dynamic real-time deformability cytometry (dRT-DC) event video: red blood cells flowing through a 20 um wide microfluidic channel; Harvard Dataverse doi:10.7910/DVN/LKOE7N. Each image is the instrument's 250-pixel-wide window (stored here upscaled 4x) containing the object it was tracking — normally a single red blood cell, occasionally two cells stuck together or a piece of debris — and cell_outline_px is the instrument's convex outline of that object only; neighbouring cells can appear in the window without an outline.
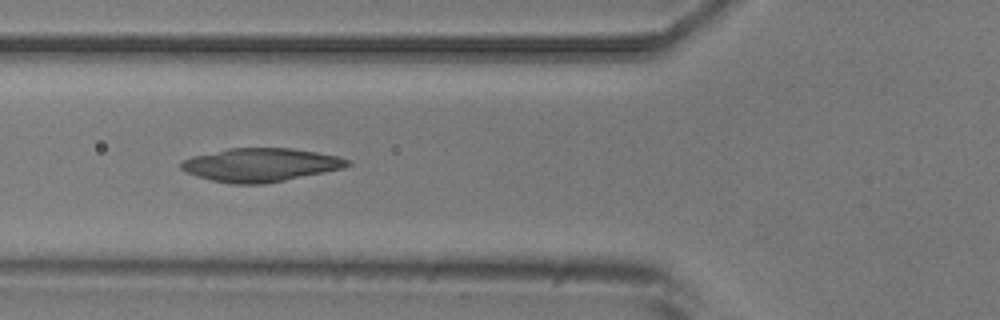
{"species": "common noctule bat (a hibernating species)", "species_latin": "Nyctalus noctula", "temperature_condition": "room temperature", "stored_images_in_passage": 8, "camera_frame_rate_fps": 3000, "um_per_image_px": 0.085, "animal": {"sex": "male", "body_mass_g": 20.5, "forearm_length_mm": 52.5}, "frame": {"image": 1, "passage_image": 4, "time_ms": 4.333, "image_size_px": [1000, 320], "cell_outline_px": [[352, 164], [344, 168], [264, 184], [232, 184], [212, 180], [196, 176], [184, 172], [180, 168], [180, 164], [184, 160], [192, 156], [228, 148], [288, 148], [316, 152], [336, 156], [352, 160]], "centroid_in_image_um": [22.13, 14.01], "position_along_channel_um": 103.7, "area_um2": 32.37}}
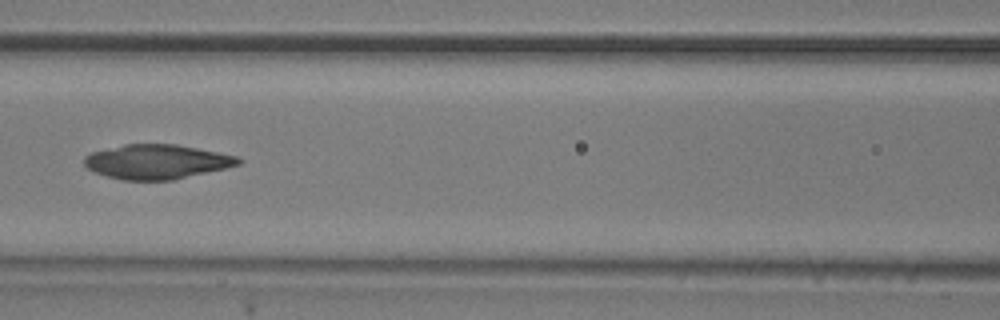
{"frame": {"image": 2, "passage_image": 5, "time_ms": 5.667, "image_size_px": [1000, 320], "cell_outline_px": [[244, 160], [240, 164], [224, 168], [172, 180], [124, 180], [108, 176], [96, 172], [88, 168], [84, 164], [84, 156], [92, 152], [124, 144], [176, 144], [236, 156]], "centroid_in_image_um": [13.31, 13.74], "position_along_channel_um": 153.3, "area_um2": 30.58}}
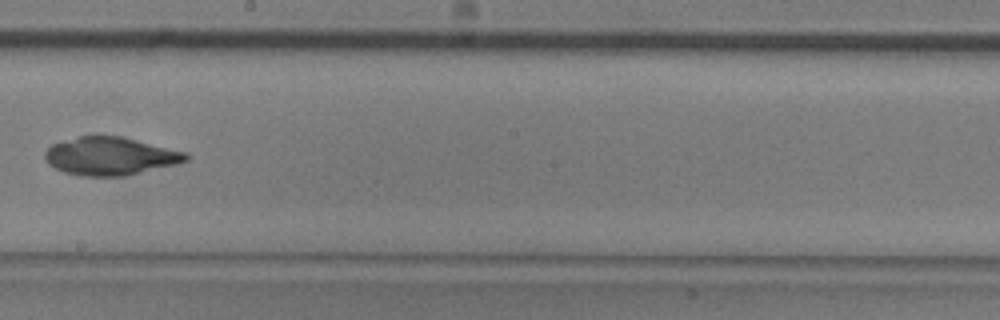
{"frame": {"image": 3, "passage_image": 7, "time_ms": 8.0, "image_size_px": [1000, 320], "cell_outline_px": [[188, 160], [176, 164], [124, 176], [80, 176], [64, 172], [48, 164], [44, 156], [44, 152], [52, 144], [92, 132], [96, 132], [120, 136], [188, 152]], "centroid_in_image_um": [9.34, 13.23], "position_along_channel_um": 238.9, "area_um2": 31.79}}